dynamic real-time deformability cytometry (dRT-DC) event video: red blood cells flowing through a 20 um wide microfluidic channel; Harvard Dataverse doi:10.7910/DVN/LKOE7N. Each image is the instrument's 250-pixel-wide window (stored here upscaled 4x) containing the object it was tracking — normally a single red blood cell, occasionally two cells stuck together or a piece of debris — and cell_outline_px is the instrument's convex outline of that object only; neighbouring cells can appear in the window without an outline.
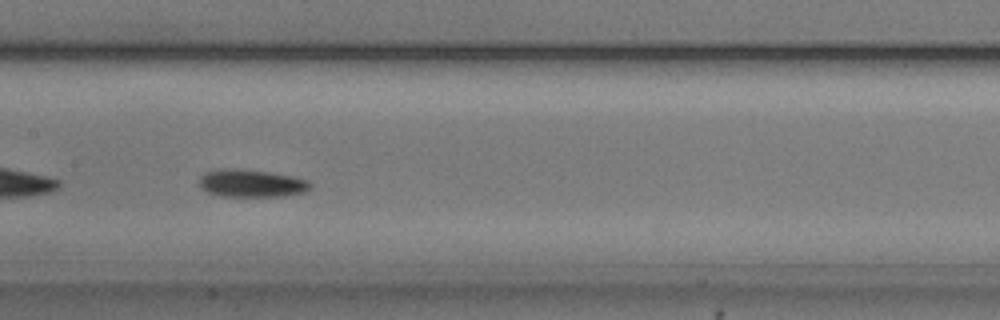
{"species": "common noctule bat (a hibernating species)", "species_latin": "Nyctalus noctula", "temperature_condition": "cold", "stored_images_in_passage": 40, "camera_frame_rate_fps": 3000, "um_per_image_px": 0.085, "animal": {"sex": "male", "body_mass_g": 20.5, "forearm_length_mm": 52.5}, "frame": {"image": 1, "passage_image": 12, "time_ms": 3.667, "image_size_px": [1000, 320], "cell_outline_px": [[312, 184], [304, 192], [284, 196], [220, 196], [208, 192], [200, 188], [200, 176], [204, 172], [216, 168], [236, 168], [268, 172], [292, 176], [308, 180]], "centroid_in_image_um": [21.32, 15.57], "position_along_channel_um": 186.1, "area_um2": 17.98}}
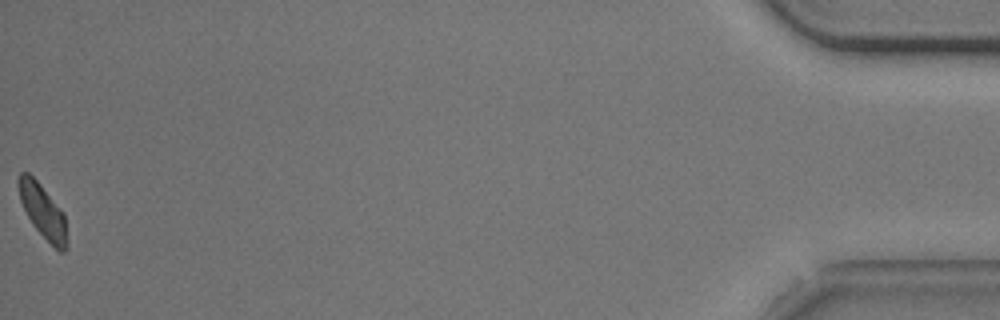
{"frame": {"image": 2, "passage_image": 40, "time_ms": 13.0, "image_size_px": [1000, 320], "cell_outline_px": [[68, 248], [64, 252], [60, 252], [32, 224], [20, 200], [16, 180], [20, 172], [28, 172], [40, 184], [64, 212], [68, 244]], "centroid_in_image_um": [3.64, 17.94], "position_along_channel_um": 431.6, "area_um2": 15.14}, "authors_computed_cell_mechanics": {"area_um2": 16.2418, "velocity_mm_per_s": 3.6858, "shape_relaxation_time_tau1_ms": 4.9437, "shape_relaxation_time_tau2_ms": null, "deformation_change_tau1": 0.1875, "deformation_change_tau2": null}}